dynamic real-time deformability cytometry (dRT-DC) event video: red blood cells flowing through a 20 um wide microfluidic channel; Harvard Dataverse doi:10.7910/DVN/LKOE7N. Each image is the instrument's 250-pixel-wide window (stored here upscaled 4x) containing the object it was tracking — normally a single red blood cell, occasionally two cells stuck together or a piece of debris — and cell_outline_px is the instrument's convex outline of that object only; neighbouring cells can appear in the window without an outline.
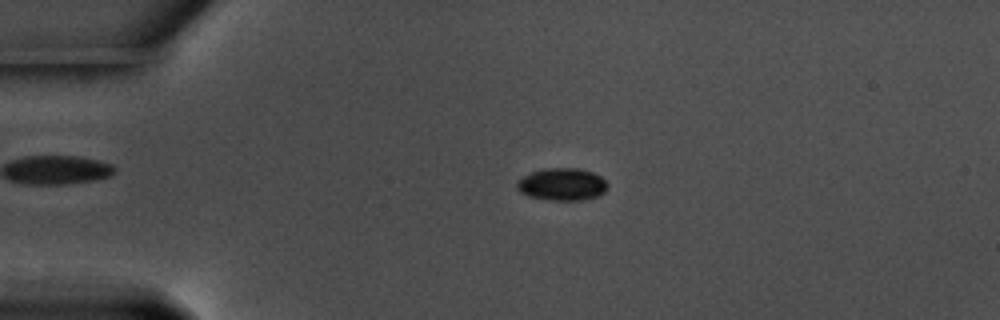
{"species": "common noctule bat (a hibernating species)", "species_latin": "Nyctalus noctula", "temperature_condition": "warm", "stored_images_in_passage": 52, "camera_frame_rate_fps": 3000, "um_per_image_px": 0.085, "animal": {"sex": "male", "body_mass_g": 17.5, "forearm_length_mm": 52.3}, "frame": {"image": 1, "passage_image": 8, "time_ms": 2.333, "image_size_px": [1000, 320], "cell_outline_px": [[608, 188], [600, 196], [584, 200], [552, 200], [528, 196], [520, 192], [516, 188], [516, 184], [524, 176], [532, 172], [544, 168], [576, 168], [592, 172], [600, 176], [608, 184]], "centroid_in_image_um": [47.8, 15.67], "position_along_channel_um": 37.2, "area_um2": 17.11}}
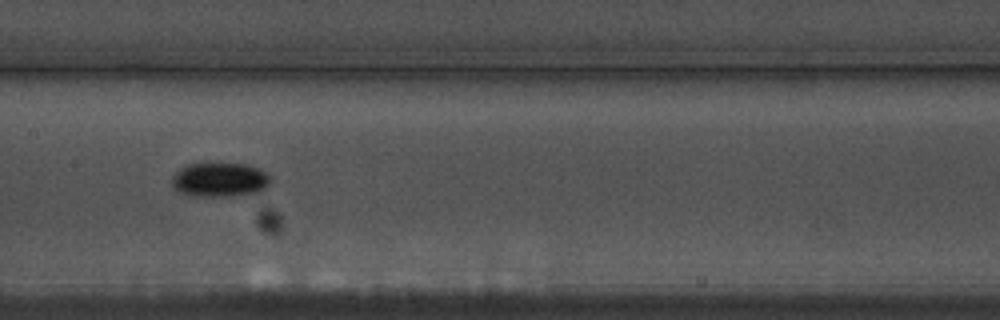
{"frame": {"image": 2, "passage_image": 24, "time_ms": 7.667, "image_size_px": [1000, 320], "cell_outline_px": [[268, 184], [260, 192], [228, 196], [188, 196], [180, 192], [172, 184], [172, 176], [180, 168], [188, 164], [248, 164], [264, 172], [268, 176]], "centroid_in_image_um": [18.63, 15.29], "position_along_channel_um": 188.8, "area_um2": 19.36}}
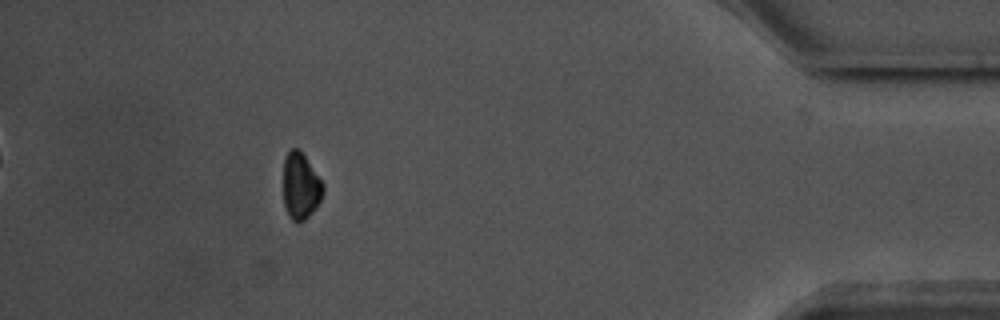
{"frame": {"image": 3, "passage_image": 47, "time_ms": 15.333, "image_size_px": [1000, 320], "cell_outline_px": [[324, 192], [316, 208], [304, 220], [292, 220], [284, 204], [284, 156], [292, 148], [300, 148], [324, 184]], "centroid_in_image_um": [25.57, 15.76], "position_along_channel_um": 409.6, "area_um2": 15.32}, "authors_computed_cell_mechanics": {"area_um2": 16.9354, "velocity_mm_per_s": 3.5641, "shape_relaxation_time_tau1_ms": 2.4704, "shape_relaxation_time_tau2_ms": null, "deformation_change_tau1": 0.1007, "deformation_change_tau2": null}}